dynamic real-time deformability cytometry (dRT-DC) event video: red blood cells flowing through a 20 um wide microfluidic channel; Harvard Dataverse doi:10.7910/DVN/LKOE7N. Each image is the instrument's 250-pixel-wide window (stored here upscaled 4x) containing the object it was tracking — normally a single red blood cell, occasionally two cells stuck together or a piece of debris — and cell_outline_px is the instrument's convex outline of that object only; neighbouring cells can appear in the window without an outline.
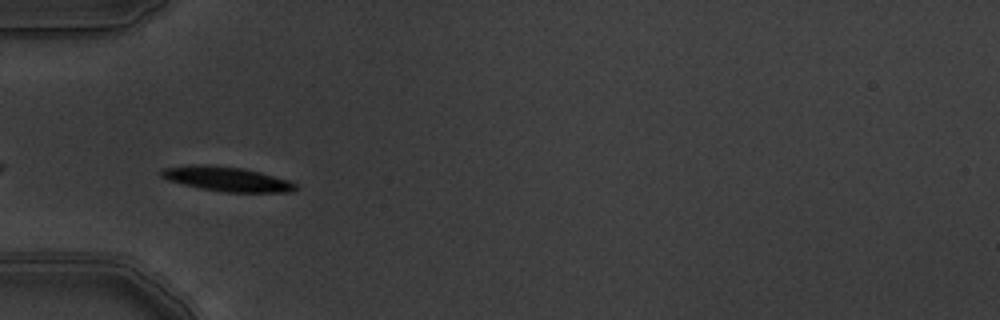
{"species": "common noctule bat (a hibernating species)", "species_latin": "Nyctalus noctula", "temperature_condition": "warm", "stored_images_in_passage": 8, "camera_frame_rate_fps": 3000, "um_per_image_px": 0.085, "animal": {"sex": "male", "body_mass_g": 19.5, "forearm_length_mm": 54.6}, "frame": {"image": 1, "passage_image": 5, "time_ms": 1.333, "image_size_px": [1000, 320], "cell_outline_px": [[296, 188], [292, 192], [224, 192], [200, 188], [168, 180], [160, 176], [160, 168], [192, 164], [196, 164], [244, 168], [260, 172], [288, 180], [296, 184]], "centroid_in_image_um": [19.24, 15.21], "position_along_channel_um": 65.8, "area_um2": 19.13}}
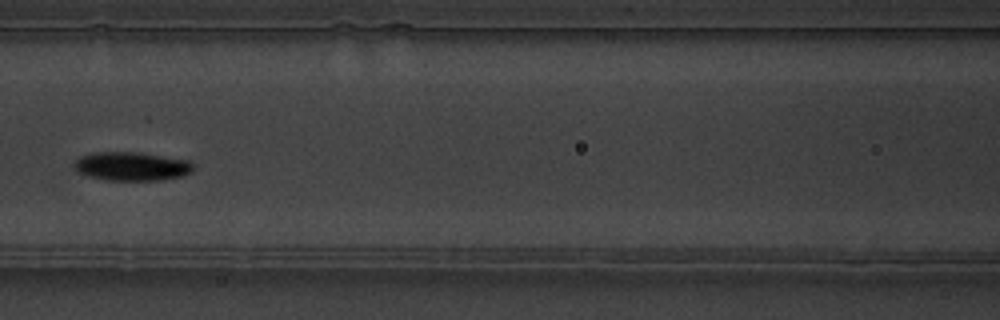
{"frame": {"image": 2, "passage_image": 7, "time_ms": 2.0, "image_size_px": [1000, 320], "cell_outline_px": [[192, 172], [180, 176], [164, 180], [104, 180], [88, 176], [80, 172], [76, 168], [76, 160], [80, 156], [92, 152], [136, 152], [192, 160]], "centroid_in_image_um": [11.22, 14.13], "position_along_channel_um": 155.4, "area_um2": 19.88}}